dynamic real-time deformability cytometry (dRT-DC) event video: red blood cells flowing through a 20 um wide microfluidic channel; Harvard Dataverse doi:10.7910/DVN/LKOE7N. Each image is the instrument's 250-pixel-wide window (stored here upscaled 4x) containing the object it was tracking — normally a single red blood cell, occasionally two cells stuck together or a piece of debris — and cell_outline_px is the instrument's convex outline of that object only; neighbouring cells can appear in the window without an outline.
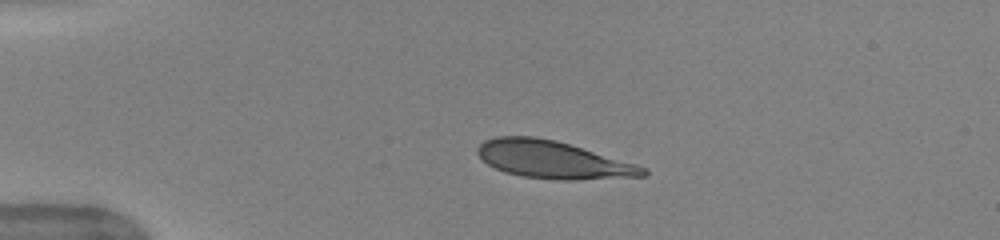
{"species": "human", "species_latin": "Homo sapiens", "temperature_condition": "warm", "stored_images_in_passage": 37, "camera_frame_rate_fps": 3000, "um_per_image_px": 0.085, "donor": {"sex": "female"}, "frame": {"image": 1, "passage_image": 1, "time_ms": 0.0, "image_size_px": [1000, 240], "cell_outline_px": [[648, 176], [572, 180], [556, 180], [520, 176], [504, 172], [488, 164], [476, 152], [476, 148], [484, 140], [496, 136], [536, 136], [556, 140], [636, 164], [648, 168]], "centroid_in_image_um": [47.0, 13.58], "position_along_channel_um": 38.0, "area_um2": 36.3}}
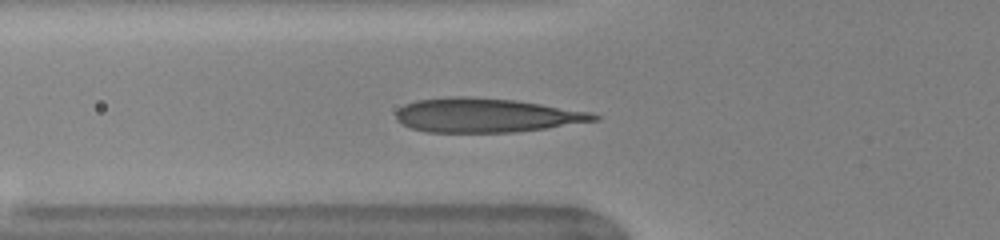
{"frame": {"image": 2, "passage_image": 8, "time_ms": 2.333, "image_size_px": [1000, 240], "cell_outline_px": [[600, 120], [516, 132], [428, 132], [412, 128], [400, 124], [396, 120], [396, 112], [404, 104], [416, 100], [448, 96], [468, 96], [516, 100], [592, 112], [600, 116]], "centroid_in_image_um": [41.3, 9.79], "position_along_channel_um": 84.5, "area_um2": 39.48}}
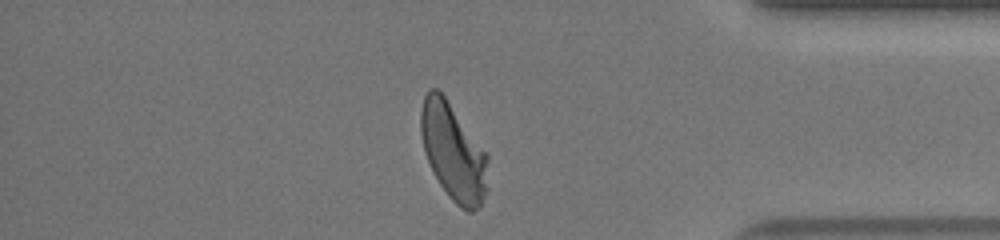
{"frame": {"image": 3, "passage_image": 33, "time_ms": 10.667, "image_size_px": [1000, 240], "cell_outline_px": [[488, 188], [480, 204], [472, 212], [468, 212], [460, 208], [448, 196], [440, 184], [424, 152], [420, 132], [420, 112], [424, 96], [428, 88], [436, 88], [444, 96], [488, 156]], "centroid_in_image_um": [38.52, 12.93], "position_along_channel_um": 396.7, "area_um2": 37.51}, "authors_computed_cell_mechanics": {"area_um2": 37.9168, "velocity_mm_per_s": 3.9804, "shape_relaxation_time_tau1_ms": 3.0157, "shape_relaxation_time_tau2_ms": null, "deformation_change_tau1": 0.1687, "deformation_change_tau2": null}}